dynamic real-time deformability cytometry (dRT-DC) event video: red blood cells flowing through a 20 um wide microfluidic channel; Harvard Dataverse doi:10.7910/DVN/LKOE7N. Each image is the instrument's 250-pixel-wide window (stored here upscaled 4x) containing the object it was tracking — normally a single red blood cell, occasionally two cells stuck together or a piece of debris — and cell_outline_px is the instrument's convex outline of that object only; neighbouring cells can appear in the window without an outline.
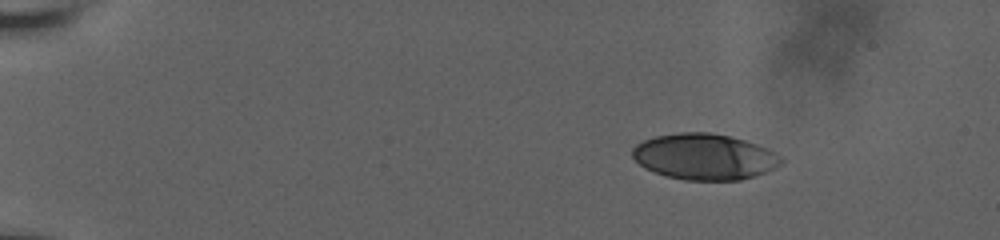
{"species": "human", "species_latin": "Homo sapiens", "temperature_condition": "room temperature", "stored_images_in_passage": 97, "camera_frame_rate_fps": 3000, "um_per_image_px": 0.085, "donor": {"sex": "male"}, "frame": {"image": 1, "passage_image": 1, "time_ms": 0.0, "image_size_px": [1000, 240], "cell_outline_px": [[784, 160], [776, 168], [740, 180], [684, 180], [664, 176], [644, 168], [632, 156], [632, 148], [636, 144], [644, 140], [656, 136], [680, 132], [708, 132], [728, 136], [744, 140], [756, 144], [772, 152]], "centroid_in_image_um": [59.82, 13.32], "position_along_channel_um": 25.2, "area_um2": 39.59}}
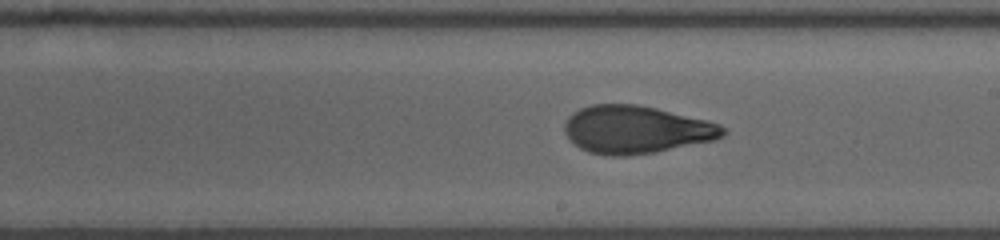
{"frame": {"image": 2, "passage_image": 52, "time_ms": 9.0, "image_size_px": [1000, 240], "cell_outline_px": [[724, 136], [712, 140], [656, 152], [628, 156], [608, 156], [588, 152], [580, 148], [564, 132], [564, 124], [568, 116], [572, 112], [580, 108], [592, 104], [636, 104], [656, 108], [720, 124], [724, 128]], "centroid_in_image_um": [54.02, 11.02], "position_along_channel_um": 235.0, "area_um2": 43.87}}
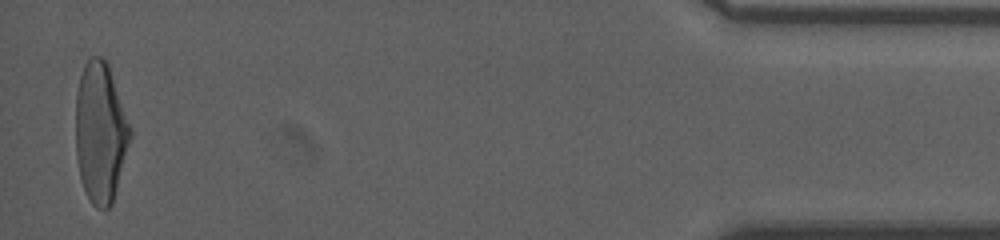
{"frame": {"image": 3, "passage_image": 96, "time_ms": 16.333, "image_size_px": [1000, 240], "cell_outline_px": [[132, 136], [112, 204], [108, 208], [96, 208], [92, 204], [80, 180], [76, 156], [76, 92], [80, 76], [84, 64], [92, 56], [100, 56], [108, 64], [132, 128]], "centroid_in_image_um": [8.54, 11.26], "position_along_channel_um": 426.7, "area_um2": 44.74}, "authors_computed_cell_mechanics": {"area_um2": 43.4078, "velocity_mm_per_s": 3.6603, "shape_relaxation_time_tau1_ms": 5.5676, "shape_relaxation_time_tau2_ms": 1.3971, "deformation_change_tau1": 0.2325, "deformation_change_tau2": 0.0826}}